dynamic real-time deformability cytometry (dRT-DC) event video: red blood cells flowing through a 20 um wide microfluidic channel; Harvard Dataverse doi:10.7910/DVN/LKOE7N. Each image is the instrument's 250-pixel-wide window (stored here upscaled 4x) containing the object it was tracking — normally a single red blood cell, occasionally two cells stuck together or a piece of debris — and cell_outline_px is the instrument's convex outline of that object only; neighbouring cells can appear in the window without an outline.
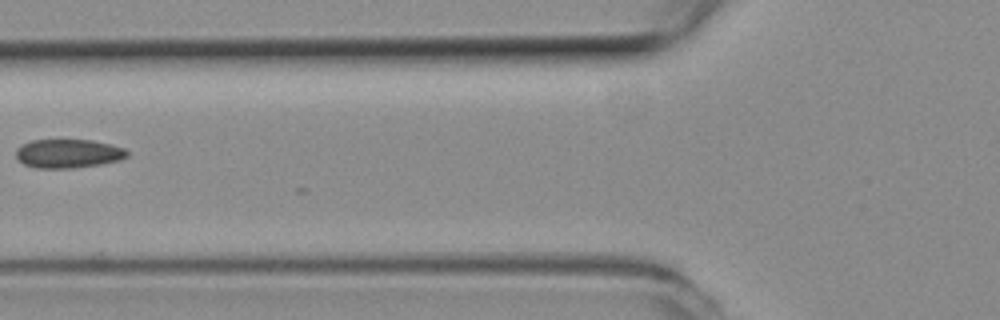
{"species": "common noctule bat (a hibernating species)", "species_latin": "Nyctalus noctula", "temperature_condition": "room temperature", "stored_images_in_passage": 5, "camera_frame_rate_fps": 3000, "um_per_image_px": 0.085, "animal": {"sex": "female", "body_mass_g": 19.3, "forearm_length_mm": 54.1}, "frame": {"image": 1, "passage_image": 3, "time_ms": 0.667, "image_size_px": [1000, 320], "cell_outline_px": [[128, 156], [120, 160], [100, 164], [72, 168], [36, 168], [24, 164], [16, 156], [16, 148], [32, 140], [92, 140], [112, 144], [124, 148], [128, 152]], "centroid_in_image_um": [5.82, 13.05], "position_along_channel_um": 120.0, "area_um2": 18.61}}